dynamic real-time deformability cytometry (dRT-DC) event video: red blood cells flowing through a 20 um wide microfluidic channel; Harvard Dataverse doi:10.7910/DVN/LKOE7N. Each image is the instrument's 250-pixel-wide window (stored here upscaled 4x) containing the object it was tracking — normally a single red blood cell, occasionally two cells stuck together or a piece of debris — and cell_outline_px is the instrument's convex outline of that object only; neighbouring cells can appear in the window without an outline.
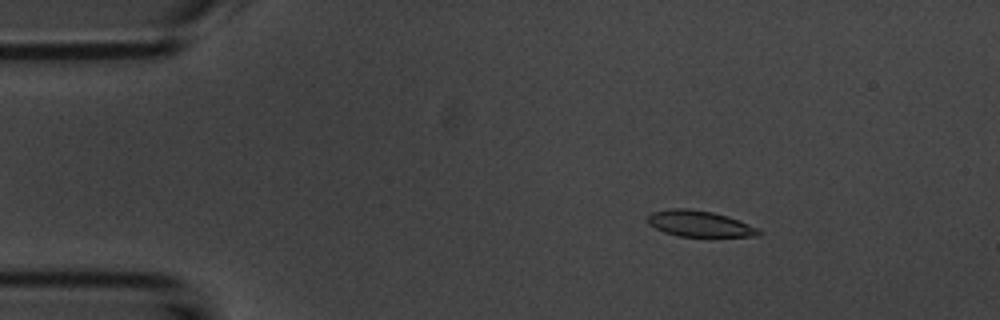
{"species": "common noctule bat (a hibernating species)", "species_latin": "Nyctalus noctula", "temperature_condition": "room temperature", "stored_images_in_passage": 55, "camera_frame_rate_fps": 3000, "um_per_image_px": 0.085, "animal": {"sex": "male", "body_mass_g": 20.1, "forearm_length_mm": 53.5}, "frame": {"image": 1, "passage_image": 9, "time_ms": 2.667, "image_size_px": [1000, 320], "cell_outline_px": [[764, 232], [760, 236], [680, 236], [664, 232], [648, 224], [648, 216], [652, 212], [672, 208], [688, 208], [712, 212], [728, 216], [748, 224]], "centroid_in_image_um": [59.46, 19.01], "position_along_channel_um": 25.5, "area_um2": 16.7}}
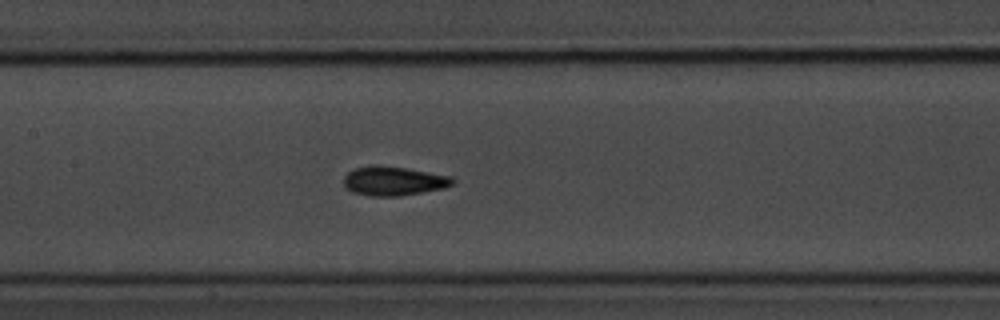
{"frame": {"image": 2, "passage_image": 26, "time_ms": 8.333, "image_size_px": [1000, 320], "cell_outline_px": [[456, 180], [452, 184], [444, 188], [400, 196], [372, 196], [352, 192], [344, 188], [344, 176], [348, 172], [356, 168], [372, 164], [376, 164], [404, 168], [452, 176]], "centroid_in_image_um": [33.43, 15.38], "position_along_channel_um": 174.0, "area_um2": 18.55}}
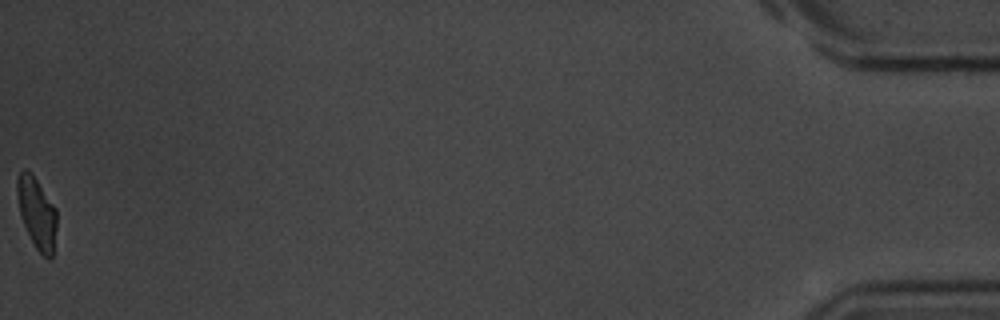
{"frame": {"image": 3, "passage_image": 55, "time_ms": 18.0, "image_size_px": [1000, 320], "cell_outline_px": [[56, 228], [52, 260], [48, 260], [36, 248], [20, 216], [16, 192], [16, 180], [20, 172], [24, 168], [28, 168], [32, 172], [56, 208]], "centroid_in_image_um": [3.12, 18.06], "position_along_channel_um": 432.1, "area_um2": 16.59}, "authors_computed_cell_mechanics": {"area_um2": 17.2244, "velocity_mm_per_s": 3.7082, "shape_relaxation_time_tau1_ms": 3.5115, "shape_relaxation_time_tau2_ms": 1.6965, "deformation_change_tau1": 0.1608, "deformation_change_tau2": 0.0769}}